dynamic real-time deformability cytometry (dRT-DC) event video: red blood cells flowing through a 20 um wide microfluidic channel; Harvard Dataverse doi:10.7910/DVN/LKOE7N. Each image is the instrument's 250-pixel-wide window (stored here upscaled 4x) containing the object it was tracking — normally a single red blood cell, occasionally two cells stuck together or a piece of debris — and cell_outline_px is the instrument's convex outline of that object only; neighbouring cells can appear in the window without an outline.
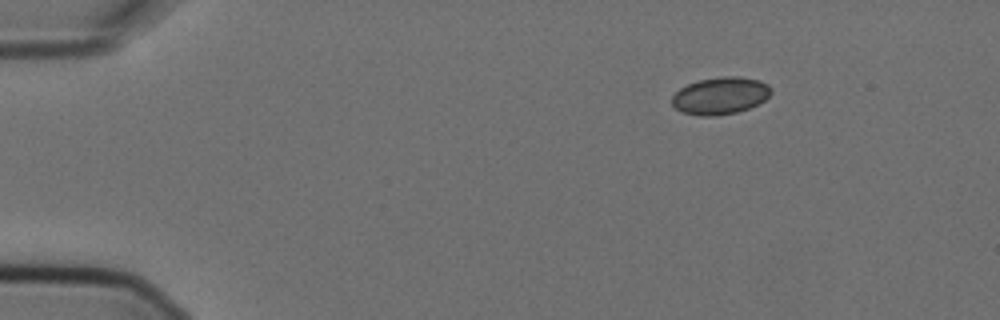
{"species": "Egyptian fruit bat (a non-hibernating species)", "species_latin": "Rousettus aegyptiacus", "temperature_condition": "cold", "stored_images_in_passage": 4, "camera_frame_rate_fps": 3000, "um_per_image_px": 0.085, "animal": {"sex": "female"}, "frame": {"image": 1, "passage_image": 1, "time_ms": 0.0, "image_size_px": [1000, 320], "cell_outline_px": [[772, 92], [764, 100], [748, 108], [736, 112], [716, 116], [700, 116], [684, 112], [676, 108], [672, 104], [672, 96], [680, 88], [688, 84], [700, 80], [724, 76], [736, 76], [760, 80], [768, 84], [772, 88]], "centroid_in_image_um": [61.24, 8.13], "position_along_channel_um": 23.8, "area_um2": 21.33}}
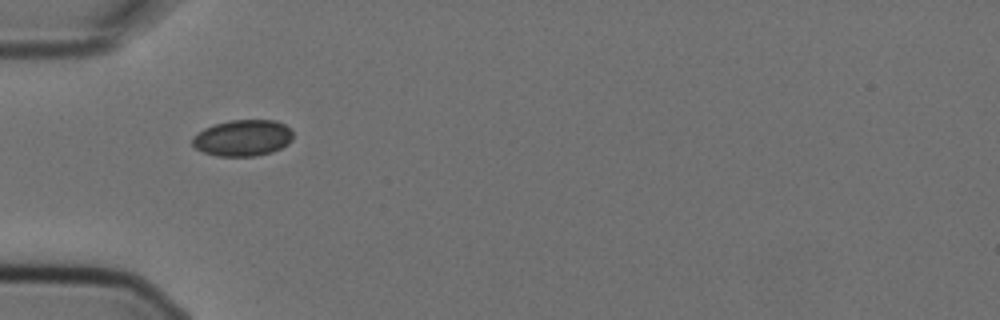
{"frame": {"image": 2, "passage_image": 3, "time_ms": 0.667, "image_size_px": [1000, 320], "cell_outline_px": [[292, 140], [288, 144], [272, 152], [256, 156], [216, 156], [204, 152], [196, 148], [192, 144], [192, 136], [204, 128], [228, 120], [276, 120], [284, 124], [292, 132]], "centroid_in_image_um": [20.63, 11.72], "position_along_channel_um": 64.4, "area_um2": 21.33}}
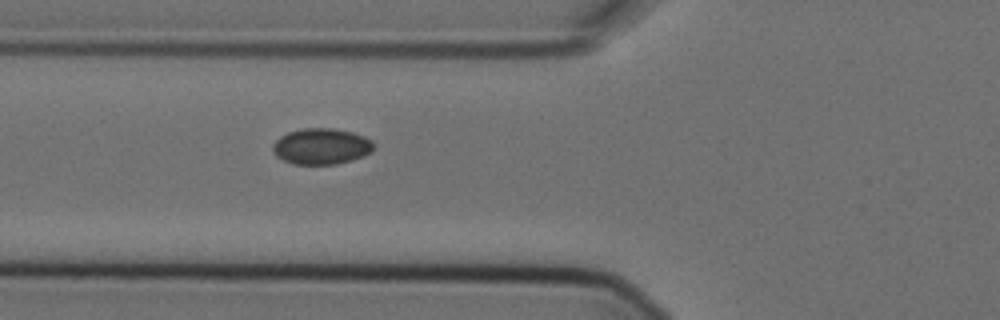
{"frame": {"image": 3, "passage_image": 4, "time_ms": 1.0, "image_size_px": [1000, 320], "cell_outline_px": [[372, 152], [364, 156], [352, 160], [336, 164], [292, 164], [276, 156], [272, 152], [272, 144], [280, 136], [288, 132], [304, 128], [332, 128], [352, 132], [364, 136], [372, 140]], "centroid_in_image_um": [27.29, 12.44], "position_along_channel_um": 98.5, "area_um2": 21.27}}